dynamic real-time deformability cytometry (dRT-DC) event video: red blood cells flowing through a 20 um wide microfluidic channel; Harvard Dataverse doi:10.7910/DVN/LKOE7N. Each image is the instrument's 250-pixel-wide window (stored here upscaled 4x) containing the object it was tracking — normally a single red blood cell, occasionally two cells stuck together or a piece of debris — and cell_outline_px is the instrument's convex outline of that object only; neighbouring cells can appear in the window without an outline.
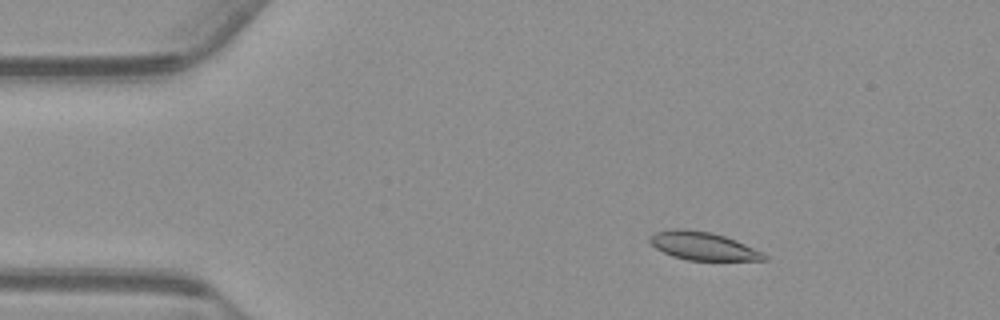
{"species": "common noctule bat (a hibernating species)", "species_latin": "Nyctalus noctula", "temperature_condition": "warm", "stored_images_in_passage": 55, "camera_frame_rate_fps": 3000, "um_per_image_px": 0.085, "animal": {"sex": "male", "body_mass_g": 23.1, "forearm_length_mm": 52.7}, "frame": {"image": 1, "passage_image": 8, "time_ms": 2.333, "image_size_px": [1000, 320], "cell_outline_px": [[768, 260], [688, 260], [672, 256], [656, 248], [648, 240], [648, 236], [656, 232], [672, 228], [684, 228], [708, 232], [724, 236], [736, 240], [764, 252], [768, 256]], "centroid_in_image_um": [59.76, 20.9], "position_along_channel_um": 25.2, "area_um2": 18.79}}
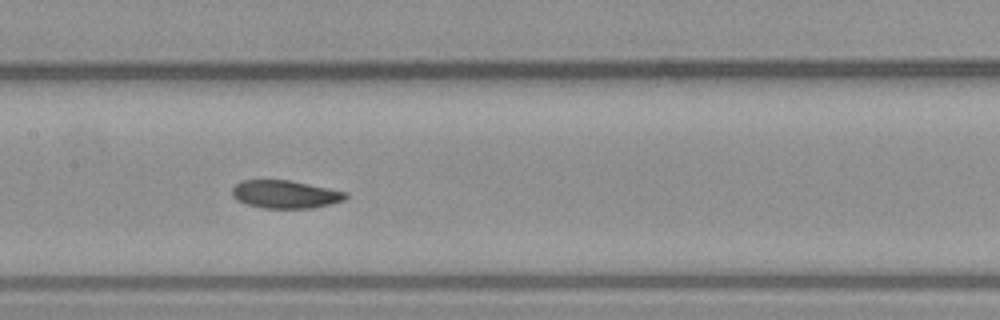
{"frame": {"image": 2, "passage_image": 26, "time_ms": 8.333, "image_size_px": [1000, 320], "cell_outline_px": [[348, 196], [344, 200], [312, 208], [264, 208], [248, 204], [232, 196], [232, 188], [240, 180], [288, 180], [348, 192]], "centroid_in_image_um": [24.25, 16.51], "position_along_channel_um": 183.2, "area_um2": 18.26}}
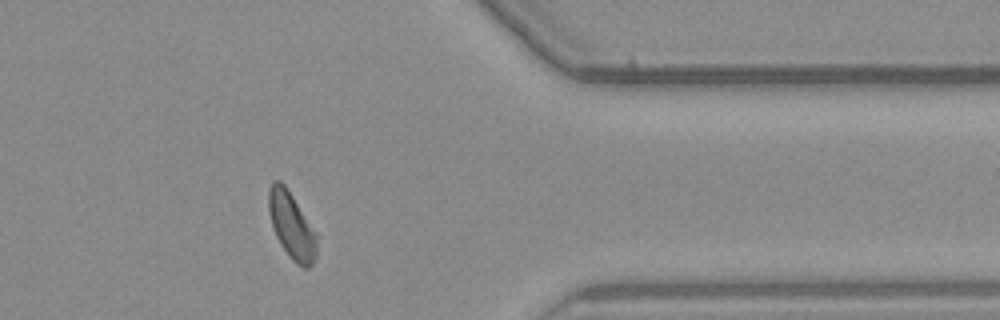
{"frame": {"image": 3, "passage_image": 44, "time_ms": 14.333, "image_size_px": [1000, 320], "cell_outline_px": [[316, 256], [312, 264], [308, 268], [304, 268], [296, 264], [288, 256], [280, 244], [276, 236], [268, 212], [268, 188], [272, 180], [280, 180], [284, 184], [316, 232]], "centroid_in_image_um": [24.76, 19.17], "position_along_channel_um": 386.6, "area_um2": 18.61}, "authors_computed_cell_mechanics": {"area_um2": 18.9006, "velocity_mm_per_s": 3.7188, "shape_relaxation_time_tau1_ms": 5.668, "shape_relaxation_time_tau2_ms": 3.7815, "deformation_change_tau1": 0.1657, "deformation_change_tau2": 0.0996}}